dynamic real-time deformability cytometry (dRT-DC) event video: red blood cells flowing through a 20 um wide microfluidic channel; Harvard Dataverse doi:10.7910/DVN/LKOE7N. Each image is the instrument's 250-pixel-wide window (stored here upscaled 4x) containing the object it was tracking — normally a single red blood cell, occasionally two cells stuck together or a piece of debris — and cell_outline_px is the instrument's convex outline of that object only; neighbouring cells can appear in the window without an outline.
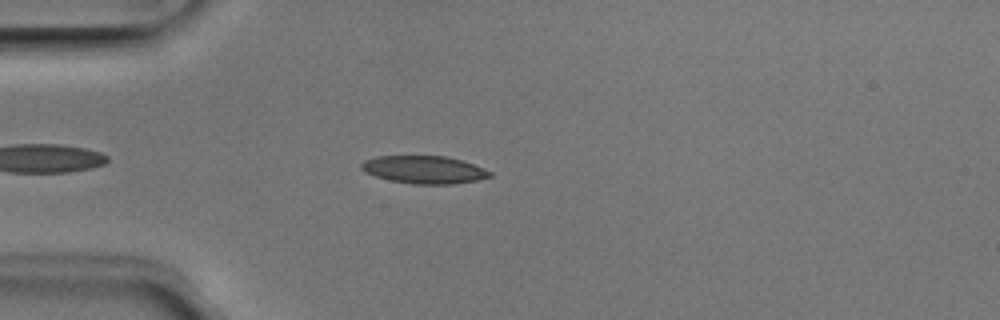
{"species": "Egyptian fruit bat (a non-hibernating species)", "species_latin": "Rousettus aegyptiacus", "temperature_condition": "room temperature", "stored_images_in_passage": 44, "camera_frame_rate_fps": 3000, "um_per_image_px": 0.085, "animal": {"sex": "male"}, "frame": {"image": 1, "passage_image": 7, "time_ms": 2.0, "image_size_px": [1000, 320], "cell_outline_px": [[492, 176], [476, 180], [452, 184], [412, 184], [388, 180], [364, 172], [360, 168], [360, 164], [364, 160], [376, 156], [448, 156], [472, 164], [492, 172]], "centroid_in_image_um": [36.0, 14.42], "position_along_channel_um": 49.0, "area_um2": 20.75}}
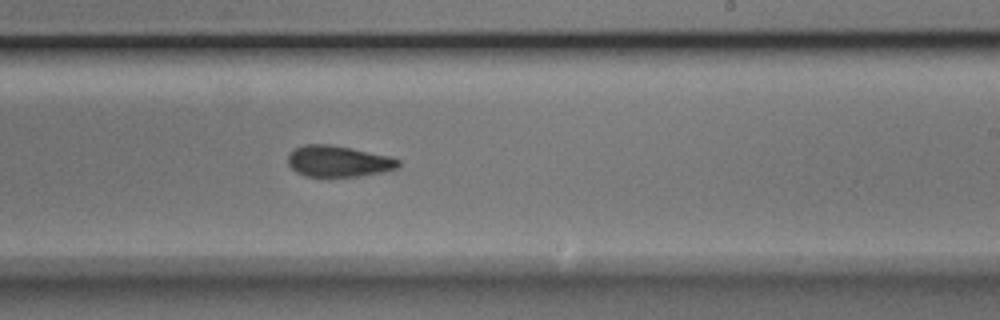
{"frame": {"image": 2, "passage_image": 24, "time_ms": 7.667, "image_size_px": [1000, 320], "cell_outline_px": [[400, 164], [396, 168], [384, 172], [360, 176], [304, 176], [296, 172], [288, 164], [288, 156], [296, 148], [304, 144], [332, 144], [392, 156], [400, 160]], "centroid_in_image_um": [28.79, 13.7], "position_along_channel_um": 260.2, "area_um2": 20.17}}
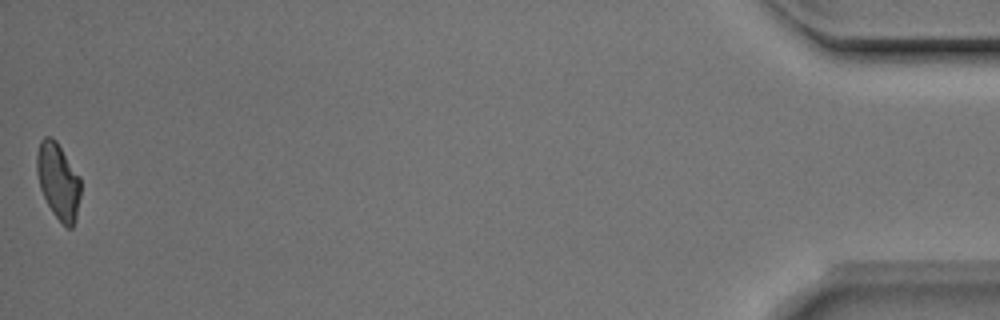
{"frame": {"image": 3, "passage_image": 44, "time_ms": 14.333, "image_size_px": [1000, 320], "cell_outline_px": [[80, 196], [76, 216], [72, 228], [68, 228], [52, 212], [40, 188], [36, 172], [36, 156], [40, 140], [44, 136], [52, 136], [56, 140], [80, 176]], "centroid_in_image_um": [4.94, 15.34], "position_along_channel_um": 430.3, "area_um2": 19.42}, "authors_computed_cell_mechanics": {"area_um2": 20.6635, "velocity_mm_per_s": 3.9788, "shape_relaxation_time_tau1_ms": 5.484, "shape_relaxation_time_tau2_ms": 2.6856, "deformation_change_tau1": 0.1489, "deformation_change_tau2": 0.094}}